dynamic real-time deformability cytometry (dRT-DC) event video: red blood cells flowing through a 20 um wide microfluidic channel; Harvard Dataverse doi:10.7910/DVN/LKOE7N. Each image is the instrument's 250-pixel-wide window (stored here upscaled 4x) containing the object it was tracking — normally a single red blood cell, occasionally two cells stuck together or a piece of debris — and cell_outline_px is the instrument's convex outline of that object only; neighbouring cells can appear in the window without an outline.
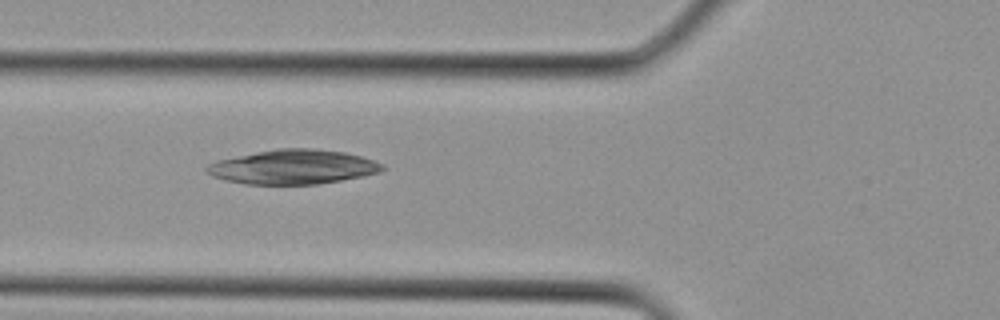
{"species": "Egyptian fruit bat (a non-hibernating species)", "species_latin": "Rousettus aegyptiacus", "temperature_condition": "cold", "stored_images_in_passage": 3, "camera_frame_rate_fps": 3000, "um_per_image_px": 0.085, "animal": {"sex": "female"}, "frame": {"image": 1, "passage_image": 3, "time_ms": 0.667, "image_size_px": [1000, 320], "cell_outline_px": [[384, 168], [380, 172], [364, 176], [316, 184], [244, 184], [224, 180], [212, 176], [204, 172], [204, 168], [208, 164], [216, 160], [256, 152], [280, 148], [312, 148], [344, 152], [360, 156], [384, 164]], "centroid_in_image_um": [24.86, 14.19], "position_along_channel_um": 100.9, "area_um2": 35.26}}